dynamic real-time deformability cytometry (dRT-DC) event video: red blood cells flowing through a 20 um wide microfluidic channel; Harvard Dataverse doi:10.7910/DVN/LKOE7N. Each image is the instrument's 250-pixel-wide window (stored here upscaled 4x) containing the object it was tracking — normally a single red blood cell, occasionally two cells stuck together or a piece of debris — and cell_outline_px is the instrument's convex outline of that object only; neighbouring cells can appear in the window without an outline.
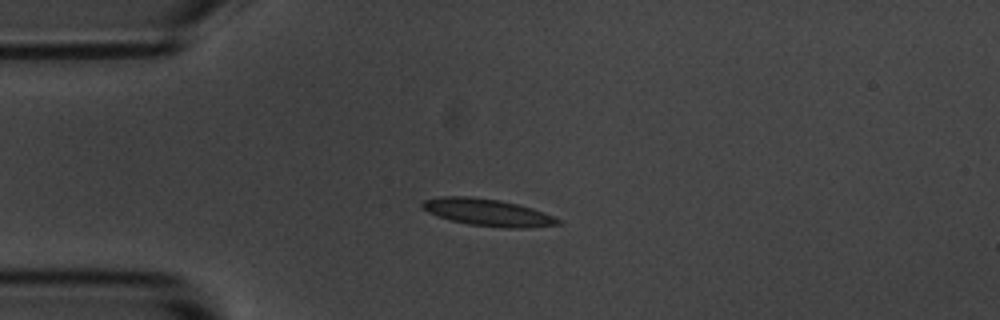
{"species": "common noctule bat (a hibernating species)", "species_latin": "Nyctalus noctula", "temperature_condition": "room temperature", "stored_images_in_passage": 43, "camera_frame_rate_fps": 3000, "um_per_image_px": 0.085, "animal": {"sex": "male", "body_mass_g": 20.1, "forearm_length_mm": 53.5}, "frame": {"image": 1, "passage_image": 12, "time_ms": 3.667, "image_size_px": [1000, 320], "cell_outline_px": [[564, 224], [528, 228], [504, 228], [468, 224], [436, 216], [420, 208], [420, 204], [424, 200], [440, 196], [472, 196], [500, 200], [532, 208], [544, 212], [564, 220]], "centroid_in_image_um": [41.49, 18.06], "position_along_channel_um": 43.5, "area_um2": 21.79}}
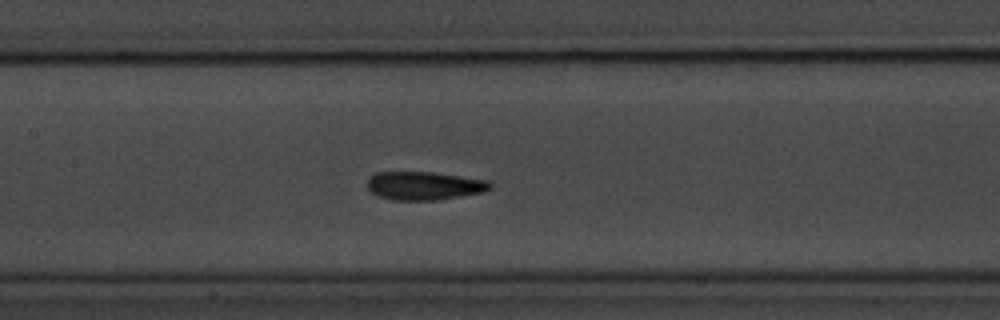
{"frame": {"image": 2, "passage_image": 24, "time_ms": 7.667, "image_size_px": [1000, 320], "cell_outline_px": [[492, 188], [484, 192], [436, 200], [392, 200], [376, 196], [368, 188], [368, 176], [376, 172], [432, 172], [492, 180]], "centroid_in_image_um": [36.08, 15.78], "position_along_channel_um": 171.3, "area_um2": 20.58}}
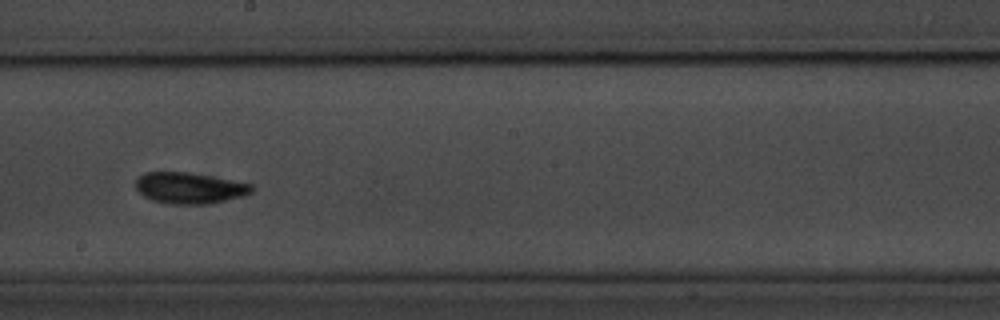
{"frame": {"image": 3, "passage_image": 29, "time_ms": 9.333, "image_size_px": [1000, 320], "cell_outline_px": [[252, 192], [244, 196], [208, 204], [168, 204], [152, 200], [144, 196], [136, 188], [136, 180], [144, 172], [188, 172], [232, 180], [252, 184]], "centroid_in_image_um": [16.1, 15.98], "position_along_channel_um": 232.1, "area_um2": 20.98}, "authors_computed_cell_mechanics": {"area_um2": 20.1144, "velocity_mm_per_s": 3.6502, "shape_relaxation_time_tau1_ms": 4.6234, "shape_relaxation_time_tau2_ms": 3.3513, "deformation_change_tau1": 0.1462, "deformation_change_tau2": 0.09}}